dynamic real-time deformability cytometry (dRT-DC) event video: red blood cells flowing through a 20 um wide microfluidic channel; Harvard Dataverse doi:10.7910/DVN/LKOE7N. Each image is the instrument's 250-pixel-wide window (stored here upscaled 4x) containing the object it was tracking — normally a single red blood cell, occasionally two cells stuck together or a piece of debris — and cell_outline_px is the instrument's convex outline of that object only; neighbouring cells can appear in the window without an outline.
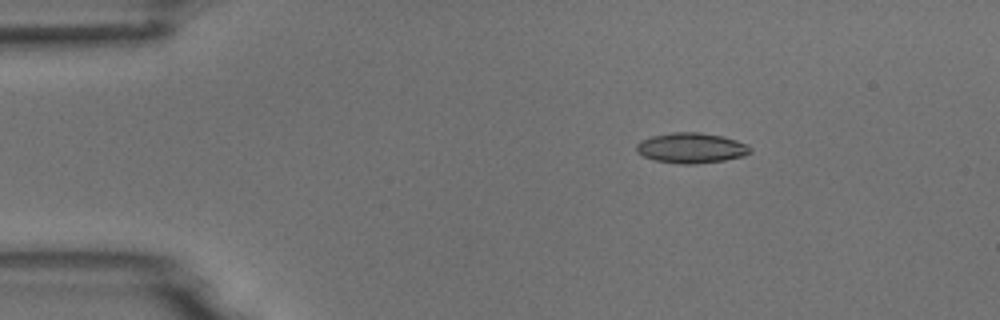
{"species": "common noctule bat (a hibernating species)", "species_latin": "Nyctalus noctula", "temperature_condition": "room temperature", "stored_images_in_passage": 5, "camera_frame_rate_fps": 3000, "um_per_image_px": 0.085, "animal": {"sex": "male", "body_mass_g": 18.8}, "frame": {"image": 1, "passage_image": 3, "time_ms": 2.333, "image_size_px": [1000, 320], "cell_outline_px": [[752, 152], [744, 156], [724, 160], [696, 164], [680, 164], [656, 160], [644, 156], [636, 152], [636, 144], [640, 140], [652, 136], [672, 132], [700, 132], [724, 136], [748, 144], [752, 148]], "centroid_in_image_um": [58.78, 12.57], "position_along_channel_um": 26.2, "area_um2": 20.29}}